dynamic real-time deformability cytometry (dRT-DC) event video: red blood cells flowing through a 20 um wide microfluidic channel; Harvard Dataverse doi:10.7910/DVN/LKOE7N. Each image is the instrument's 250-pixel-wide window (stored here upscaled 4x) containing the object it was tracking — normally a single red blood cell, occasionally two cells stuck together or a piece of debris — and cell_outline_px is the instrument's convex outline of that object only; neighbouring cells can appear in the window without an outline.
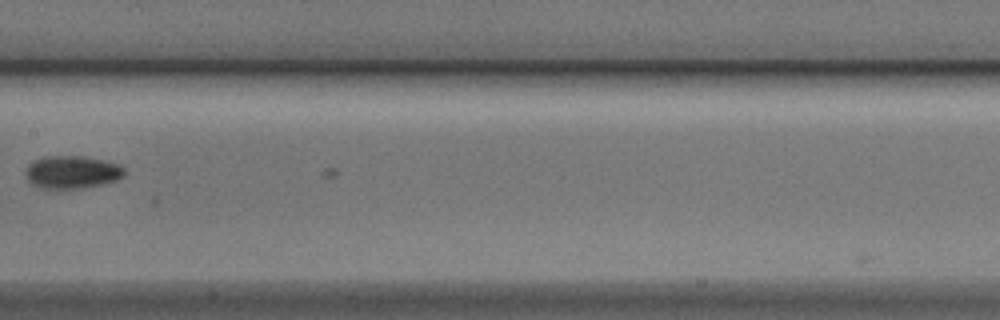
{"species": "Egyptian fruit bat (a non-hibernating species)", "species_latin": "Rousettus aegyptiacus", "temperature_condition": "cold", "stored_images_in_passage": 12, "camera_frame_rate_fps": 3000, "um_per_image_px": 0.085, "animal": {"sex": "male"}, "frame": {"image": 1, "passage_image": 11, "time_ms": 3.333, "image_size_px": [1000, 320], "cell_outline_px": [[124, 176], [116, 180], [100, 184], [80, 188], [40, 188], [32, 184], [28, 180], [28, 164], [32, 160], [44, 156], [84, 156], [104, 160], [120, 164], [124, 168]], "centroid_in_image_um": [6.14, 14.61], "position_along_channel_um": 201.3, "area_um2": 18.73}}